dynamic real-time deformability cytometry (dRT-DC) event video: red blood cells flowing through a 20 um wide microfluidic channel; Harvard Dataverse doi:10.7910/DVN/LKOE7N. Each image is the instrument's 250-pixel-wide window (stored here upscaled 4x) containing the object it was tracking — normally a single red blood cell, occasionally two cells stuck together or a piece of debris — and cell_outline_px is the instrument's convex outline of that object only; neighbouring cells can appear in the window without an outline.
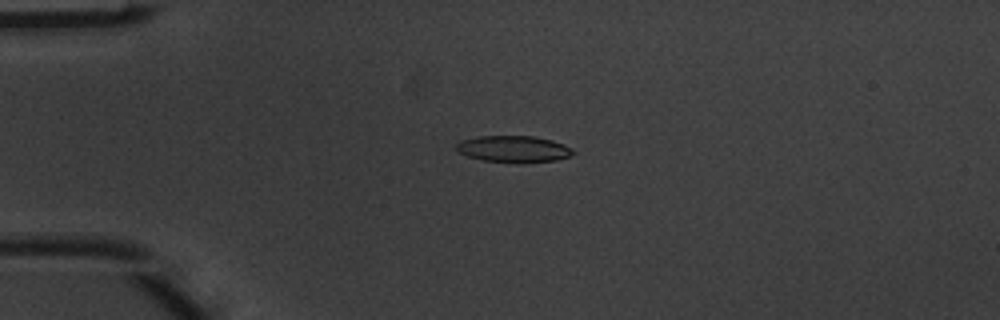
{"species": "common noctule bat (a hibernating species)", "species_latin": "Nyctalus noctula", "temperature_condition": "warm", "stored_images_in_passage": 3, "camera_frame_rate_fps": 3000, "um_per_image_px": 0.085, "animal": {"sex": "male", "body_mass_g": 20.1, "forearm_length_mm": 53.5}, "frame": {"image": 1, "passage_image": 2, "time_ms": 0.333, "image_size_px": [1000, 320], "cell_outline_px": [[576, 152], [568, 156], [556, 160], [516, 164], [484, 160], [468, 156], [456, 152], [456, 144], [464, 140], [480, 136], [536, 136], [552, 140], [564, 144], [572, 148]], "centroid_in_image_um": [43.68, 12.68], "position_along_channel_um": 41.3, "area_um2": 18.26}}